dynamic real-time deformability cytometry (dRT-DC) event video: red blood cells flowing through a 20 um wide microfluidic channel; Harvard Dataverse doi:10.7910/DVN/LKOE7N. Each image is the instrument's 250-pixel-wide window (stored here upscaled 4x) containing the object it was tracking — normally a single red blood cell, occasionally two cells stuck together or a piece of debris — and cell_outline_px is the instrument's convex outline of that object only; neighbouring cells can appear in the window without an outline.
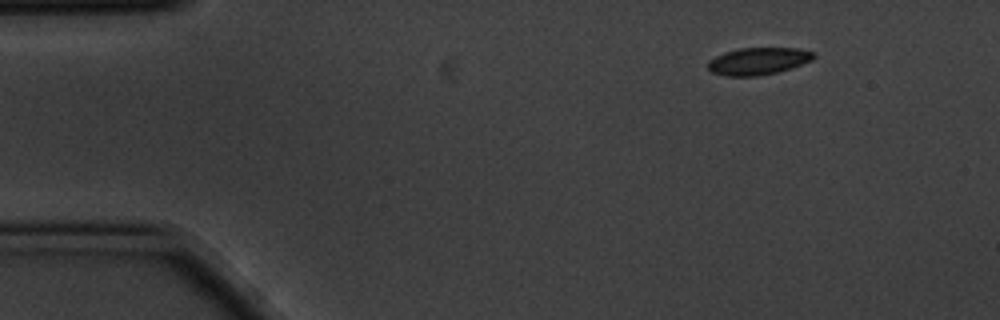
{"species": "common noctule bat (a hibernating species)", "species_latin": "Nyctalus noctula", "temperature_condition": "cold", "stored_images_in_passage": 4, "camera_frame_rate_fps": 3000, "um_per_image_px": 0.085, "animal": {"sex": "male", "body_mass_g": 20.1, "forearm_length_mm": 53.5}, "frame": {"image": 1, "passage_image": 1, "time_ms": 0.0, "image_size_px": [1000, 320], "cell_outline_px": [[816, 56], [812, 60], [792, 68], [776, 72], [756, 76], [728, 76], [712, 72], [708, 68], [708, 60], [724, 52], [740, 48], [800, 48], [812, 52]], "centroid_in_image_um": [64.45, 5.19], "position_along_channel_um": 20.5, "area_um2": 16.7}}
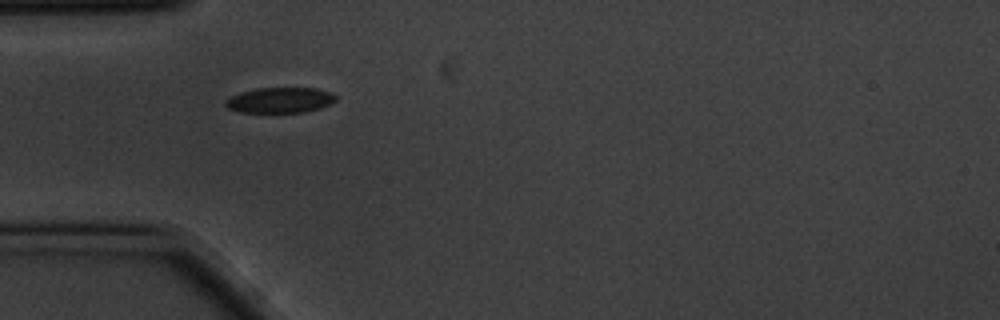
{"frame": {"image": 2, "passage_image": 3, "time_ms": 0.667, "image_size_px": [1000, 320], "cell_outline_px": [[336, 100], [320, 108], [304, 112], [240, 112], [228, 108], [224, 104], [224, 100], [240, 92], [256, 88], [316, 88], [332, 92], [336, 96]], "centroid_in_image_um": [23.79, 8.5], "position_along_channel_um": 61.2, "area_um2": 16.36}}